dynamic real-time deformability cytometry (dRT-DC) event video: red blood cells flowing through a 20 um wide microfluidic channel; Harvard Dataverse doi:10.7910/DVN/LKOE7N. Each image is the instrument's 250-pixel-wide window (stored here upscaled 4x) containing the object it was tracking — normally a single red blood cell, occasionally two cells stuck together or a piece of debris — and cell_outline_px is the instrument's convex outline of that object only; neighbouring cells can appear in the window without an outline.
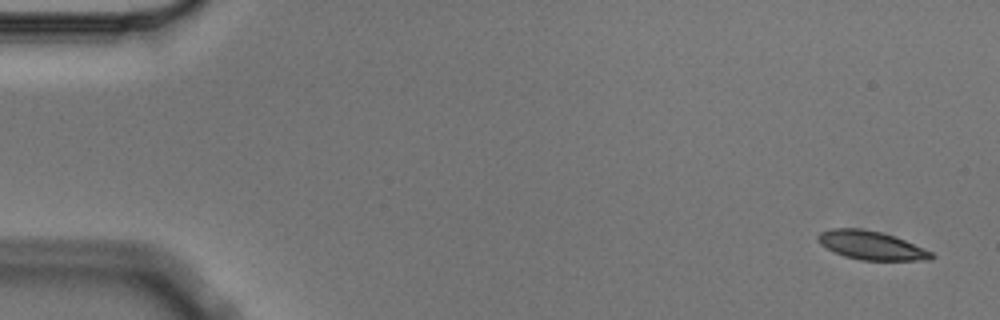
{"species": "Egyptian fruit bat (a non-hibernating species)", "species_latin": "Rousettus aegyptiacus", "temperature_condition": "cold", "stored_images_in_passage": 5, "camera_frame_rate_fps": 3000, "um_per_image_px": 0.085, "animal": {"sex": "male"}, "frame": {"image": 1, "passage_image": 1, "time_ms": 0.0, "image_size_px": [1000, 320], "cell_outline_px": [[936, 256], [932, 260], [860, 260], [844, 256], [820, 244], [816, 240], [816, 236], [820, 232], [832, 228], [864, 228], [896, 236], [924, 248], [932, 252]], "centroid_in_image_um": [74.07, 20.85], "position_along_channel_um": 10.9, "area_um2": 19.07}}
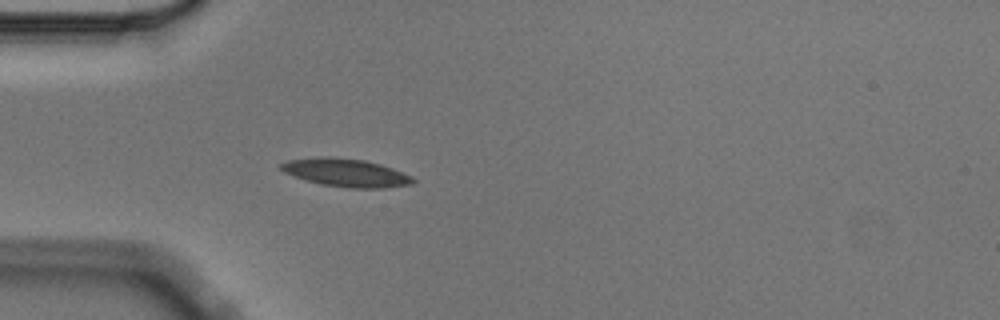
{"frame": {"image": 2, "passage_image": 5, "time_ms": 1.333, "image_size_px": [1000, 320], "cell_outline_px": [[416, 180], [412, 184], [384, 188], [348, 188], [320, 184], [284, 172], [280, 168], [280, 164], [288, 160], [320, 156], [332, 156], [364, 160], [380, 164], [392, 168], [412, 176]], "centroid_in_image_um": [29.43, 14.67], "position_along_channel_um": 55.6, "area_um2": 21.56}}